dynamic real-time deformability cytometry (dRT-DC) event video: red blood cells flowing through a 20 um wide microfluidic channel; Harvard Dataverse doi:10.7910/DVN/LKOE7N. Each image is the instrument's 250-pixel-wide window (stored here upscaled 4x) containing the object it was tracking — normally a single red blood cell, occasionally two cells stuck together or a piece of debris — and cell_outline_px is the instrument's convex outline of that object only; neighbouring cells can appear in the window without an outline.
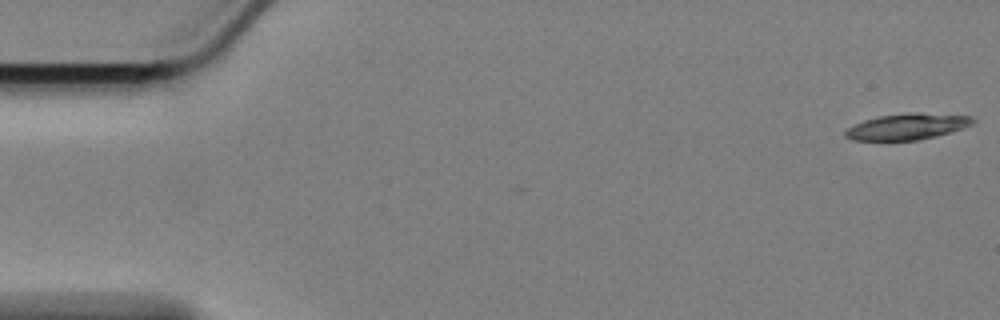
{"species": "Egyptian fruit bat (a non-hibernating species)", "species_latin": "Rousettus aegyptiacus", "temperature_condition": "cold", "stored_images_in_passage": 16, "camera_frame_rate_fps": 3000, "um_per_image_px": 0.085, "animal": {"sex": "female"}, "frame": {"image": 1, "passage_image": 1, "time_ms": 0.0, "image_size_px": [1000, 320], "cell_outline_px": [[976, 124], [964, 128], [936, 136], [916, 140], [852, 140], [844, 136], [844, 132], [848, 128], [864, 120], [880, 116], [912, 112], [916, 112], [972, 116], [976, 120]], "centroid_in_image_um": [77.17, 10.75], "position_along_channel_um": 7.8, "area_um2": 19.42}}
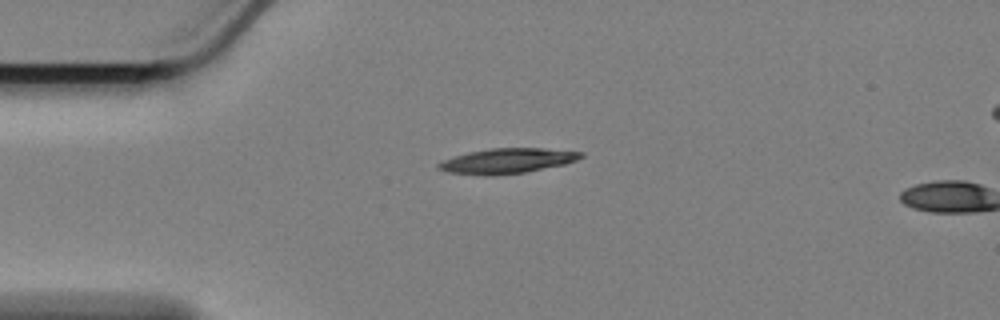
{"frame": {"image": 2, "passage_image": 14, "time_ms": 4.333, "image_size_px": [1000, 320], "cell_outline_px": [[584, 156], [576, 160], [564, 164], [524, 172], [448, 172], [436, 168], [436, 164], [444, 160], [468, 152], [488, 148], [544, 148], [584, 152]], "centroid_in_image_um": [43.2, 13.61], "position_along_channel_um": 41.8, "area_um2": 19.59}}